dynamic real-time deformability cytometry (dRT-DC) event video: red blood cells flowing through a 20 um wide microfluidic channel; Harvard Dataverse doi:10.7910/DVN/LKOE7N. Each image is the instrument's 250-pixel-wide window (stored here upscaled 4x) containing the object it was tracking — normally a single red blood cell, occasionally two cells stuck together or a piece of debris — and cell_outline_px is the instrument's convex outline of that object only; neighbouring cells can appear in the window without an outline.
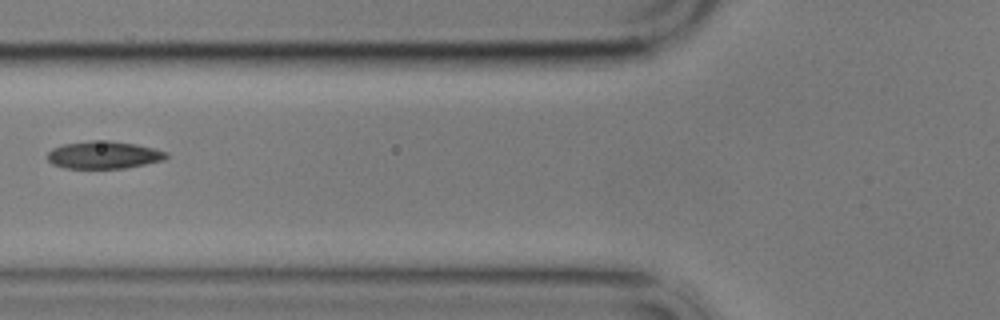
{"species": "common noctule bat (a hibernating species)", "species_latin": "Nyctalus noctula", "temperature_condition": "cold", "stored_images_in_passage": 7, "camera_frame_rate_fps": 3000, "um_per_image_px": 0.085, "animal": {"sex": "male", "body_mass_g": 17.9}, "frame": {"image": 1, "passage_image": 3, "time_ms": 2.333, "image_size_px": [1000, 320], "cell_outline_px": [[168, 156], [164, 160], [124, 168], [64, 168], [52, 164], [48, 160], [48, 152], [52, 148], [64, 144], [92, 140], [108, 140], [136, 144], [168, 152]], "centroid_in_image_um": [8.81, 13.16], "position_along_channel_um": 117.0, "area_um2": 19.02}}
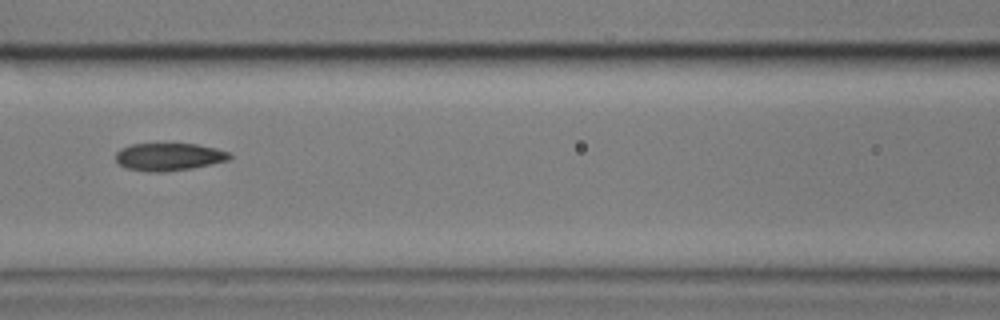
{"frame": {"image": 2, "passage_image": 4, "time_ms": 3.333, "image_size_px": [1000, 320], "cell_outline_px": [[232, 156], [228, 160], [192, 168], [164, 172], [148, 172], [124, 168], [116, 160], [116, 152], [120, 148], [132, 144], [196, 144], [216, 148], [232, 152]], "centroid_in_image_um": [14.35, 13.33], "position_along_channel_um": 152.2, "area_um2": 18.44}}
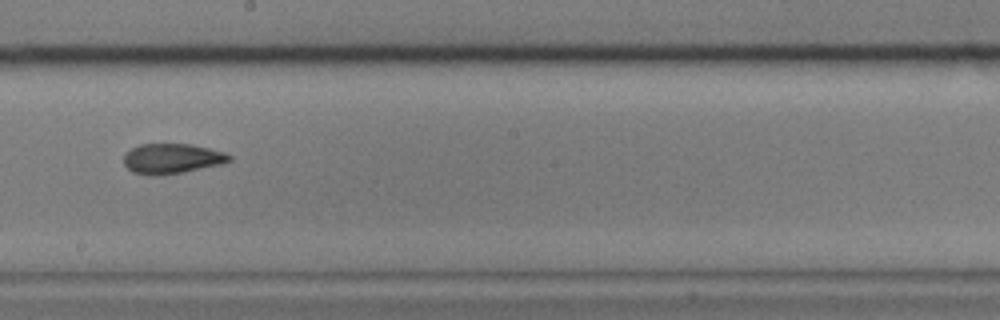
{"frame": {"image": 3, "passage_image": 6, "time_ms": 5.667, "image_size_px": [1000, 320], "cell_outline_px": [[232, 160], [224, 164], [184, 172], [156, 176], [152, 176], [132, 172], [124, 164], [124, 152], [140, 144], [192, 144], [224, 152], [232, 156]], "centroid_in_image_um": [14.62, 13.49], "position_along_channel_um": 233.6, "area_um2": 18.73}}